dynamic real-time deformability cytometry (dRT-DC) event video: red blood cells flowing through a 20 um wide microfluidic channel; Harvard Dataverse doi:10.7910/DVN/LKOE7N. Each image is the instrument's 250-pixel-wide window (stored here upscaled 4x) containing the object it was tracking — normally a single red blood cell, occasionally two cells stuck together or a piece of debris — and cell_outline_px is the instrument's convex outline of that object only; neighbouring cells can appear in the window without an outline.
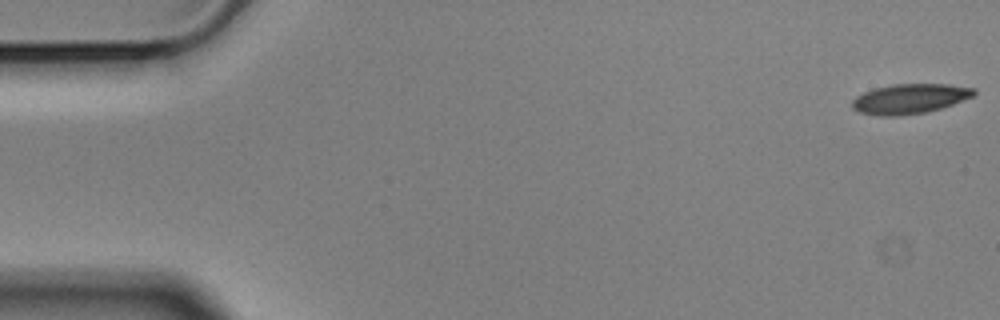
{"species": "Egyptian fruit bat (a non-hibernating species)", "species_latin": "Rousettus aegyptiacus", "temperature_condition": "cold", "stored_images_in_passage": 14, "camera_frame_rate_fps": 3000, "um_per_image_px": 0.085, "animal": {"sex": "male"}, "frame": {"image": 1, "passage_image": 1, "time_ms": 0.0, "image_size_px": [1000, 320], "cell_outline_px": [[976, 92], [972, 96], [952, 104], [940, 108], [924, 112], [896, 116], [880, 116], [860, 112], [852, 108], [852, 100], [856, 96], [864, 92], [876, 88], [892, 84], [948, 84], [976, 88]], "centroid_in_image_um": [77.31, 8.39], "position_along_channel_um": 7.7, "area_um2": 20.98}}
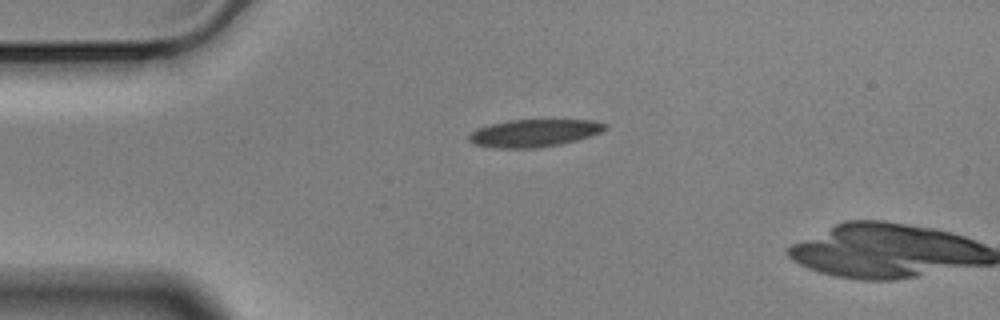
{"frame": {"image": 2, "passage_image": 13, "time_ms": 4.0, "image_size_px": [1000, 320], "cell_outline_px": [[608, 128], [600, 132], [576, 140], [560, 144], [536, 148], [496, 148], [472, 144], [468, 140], [468, 136], [476, 128], [508, 120], [592, 120], [608, 124]], "centroid_in_image_um": [45.37, 11.31], "position_along_channel_um": 39.6, "area_um2": 21.79}}